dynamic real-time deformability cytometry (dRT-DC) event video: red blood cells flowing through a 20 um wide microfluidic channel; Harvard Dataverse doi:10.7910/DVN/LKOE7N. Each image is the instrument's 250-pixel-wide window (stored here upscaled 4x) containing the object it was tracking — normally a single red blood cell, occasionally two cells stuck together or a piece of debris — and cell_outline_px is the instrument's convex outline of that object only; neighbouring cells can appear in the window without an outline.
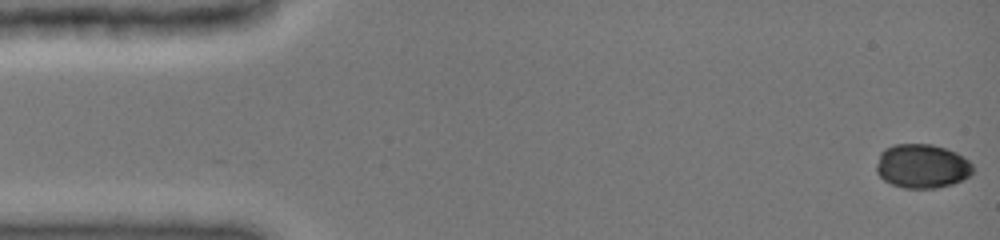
{"species": "common noctule bat (a hibernating species)", "species_latin": "Nyctalus noctula", "temperature_condition": "cold", "stored_images_in_passage": 48, "camera_frame_rate_fps": 3000, "um_per_image_px": 0.085, "animal": {"sex": "female", "body_mass_g": 19.0, "forearm_length_mm": 51.5}, "frame": {"image": 1, "passage_image": 1, "time_ms": 0.0, "image_size_px": [1000, 240], "cell_outline_px": [[976, 168], [968, 176], [952, 184], [936, 188], [904, 188], [892, 184], [884, 180], [876, 172], [876, 164], [880, 152], [884, 148], [892, 144], [932, 144], [956, 152], [964, 156]], "centroid_in_image_um": [78.36, 14.11], "position_along_channel_um": 6.6, "area_um2": 24.97}}
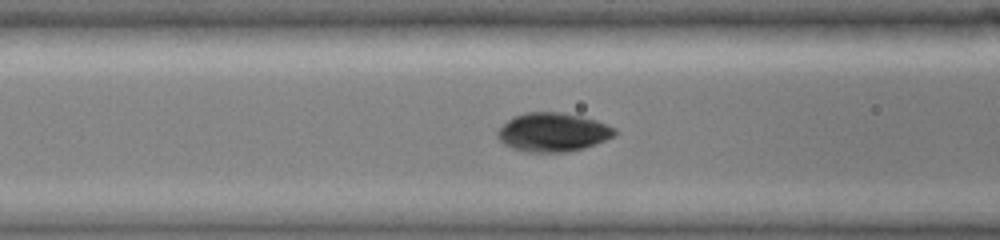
{"frame": {"image": 2, "passage_image": 19, "time_ms": 6.0, "image_size_px": [1000, 240], "cell_outline_px": [[616, 136], [596, 144], [584, 148], [568, 152], [528, 152], [512, 148], [504, 144], [496, 136], [496, 132], [512, 116], [524, 112], [560, 112], [580, 116], [596, 120], [608, 124], [616, 128]], "centroid_in_image_um": [47.01, 11.24], "position_along_channel_um": 119.6, "area_um2": 26.7}}
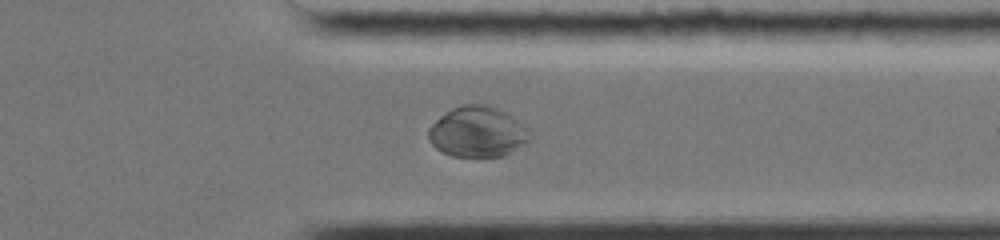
{"frame": {"image": 3, "passage_image": 38, "time_ms": 12.333, "image_size_px": [1000, 240], "cell_outline_px": [[532, 140], [504, 156], [476, 160], [452, 156], [436, 148], [432, 144], [428, 136], [428, 128], [440, 116], [452, 108], [460, 104], [488, 104], [512, 116], [524, 124], [532, 132]], "centroid_in_image_um": [40.63, 11.25], "position_along_channel_um": 370.8, "area_um2": 30.81}}